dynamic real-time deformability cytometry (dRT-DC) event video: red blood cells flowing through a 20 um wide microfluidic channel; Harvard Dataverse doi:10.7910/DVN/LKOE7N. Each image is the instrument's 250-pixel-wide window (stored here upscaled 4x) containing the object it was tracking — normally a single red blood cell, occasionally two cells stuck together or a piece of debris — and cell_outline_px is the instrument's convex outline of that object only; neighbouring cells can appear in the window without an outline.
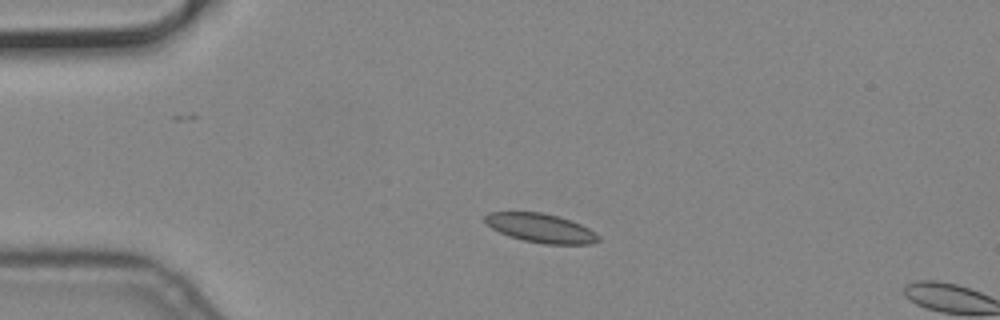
{"species": "common noctule bat (a hibernating species)", "species_latin": "Nyctalus noctula", "temperature_condition": "cold", "stored_images_in_passage": 2, "camera_frame_rate_fps": 3000, "um_per_image_px": 0.085, "animal": {"sex": "male", "body_mass_g": 19.2, "forearm_length_mm": 51.8}, "frame": {"image": 1, "passage_image": 1, "time_ms": 0.0, "image_size_px": [1000, 320], "cell_outline_px": [[600, 240], [592, 244], [544, 244], [524, 240], [508, 236], [484, 224], [484, 216], [488, 212], [544, 212], [580, 224], [596, 232], [600, 236]], "centroid_in_image_um": [45.95, 19.39], "position_along_channel_um": 39.1, "area_um2": 19.19}}